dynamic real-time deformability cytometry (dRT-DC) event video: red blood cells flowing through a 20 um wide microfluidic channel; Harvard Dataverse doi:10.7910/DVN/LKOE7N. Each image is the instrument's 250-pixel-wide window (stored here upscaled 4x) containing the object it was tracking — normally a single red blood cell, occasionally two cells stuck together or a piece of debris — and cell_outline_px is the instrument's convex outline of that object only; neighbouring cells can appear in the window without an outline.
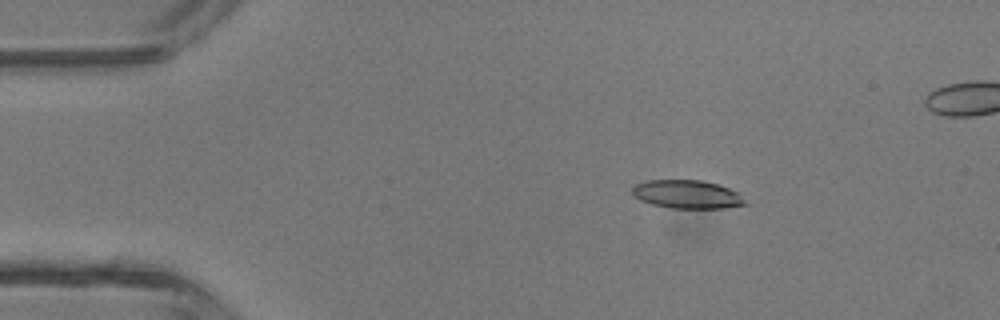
{"species": "common noctule bat (a hibernating species)", "species_latin": "Nyctalus noctula", "temperature_condition": "room temperature", "stored_images_in_passage": 5, "camera_frame_rate_fps": 3000, "um_per_image_px": 0.085, "animal": {"sex": "male", "body_mass_g": 13.3}, "frame": {"image": 1, "passage_image": 3, "time_ms": 0.667, "image_size_px": [1000, 320], "cell_outline_px": [[752, 204], [724, 208], [672, 208], [652, 204], [640, 200], [632, 196], [632, 188], [636, 184], [648, 180], [700, 180], [720, 184], [740, 192]], "centroid_in_image_um": [58.5, 16.52], "position_along_channel_um": 26.5, "area_um2": 19.13}}